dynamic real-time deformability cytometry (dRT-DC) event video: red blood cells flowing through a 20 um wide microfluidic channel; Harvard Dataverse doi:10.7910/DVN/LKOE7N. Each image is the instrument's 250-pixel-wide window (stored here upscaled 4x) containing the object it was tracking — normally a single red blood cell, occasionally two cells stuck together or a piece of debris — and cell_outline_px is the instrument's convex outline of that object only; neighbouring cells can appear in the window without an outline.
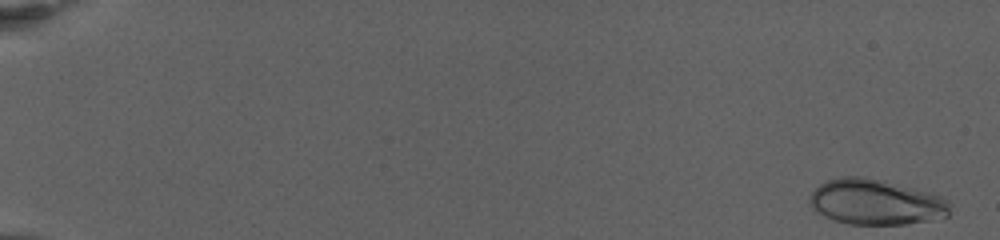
{"species": "human", "species_latin": "Homo sapiens", "temperature_condition": "warm", "stored_images_in_passage": 73, "camera_frame_rate_fps": 3000, "um_per_image_px": 0.085, "donor": {"sex": "female"}, "frame": {"image": 1, "passage_image": 1, "time_ms": 0.0, "image_size_px": [1000, 240], "cell_outline_px": [[948, 216], [928, 220], [904, 224], [848, 224], [832, 220], [824, 216], [812, 208], [808, 200], [808, 196], [820, 184], [828, 180], [840, 176], [864, 176], [884, 180], [928, 192], [940, 196], [948, 200]], "centroid_in_image_um": [74.38, 17.16], "position_along_channel_um": 10.6, "area_um2": 37.11}}
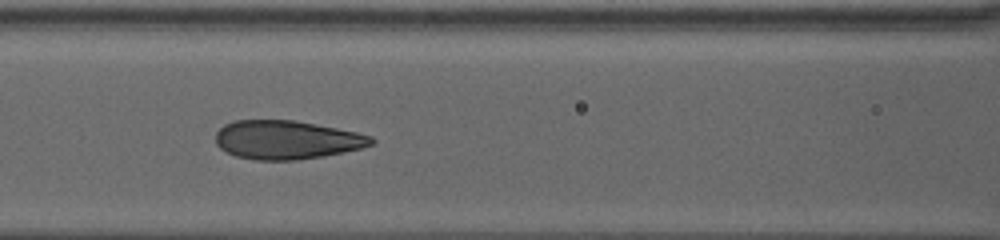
{"frame": {"image": 2, "passage_image": 35, "time_ms": 11.333, "image_size_px": [1000, 240], "cell_outline_px": [[376, 140], [372, 144], [360, 148], [344, 152], [324, 156], [296, 160], [256, 160], [236, 156], [220, 148], [216, 144], [216, 132], [224, 124], [236, 120], [296, 120], [356, 132], [372, 136]], "centroid_in_image_um": [24.36, 11.88], "position_along_channel_um": 142.2, "area_um2": 35.08}}
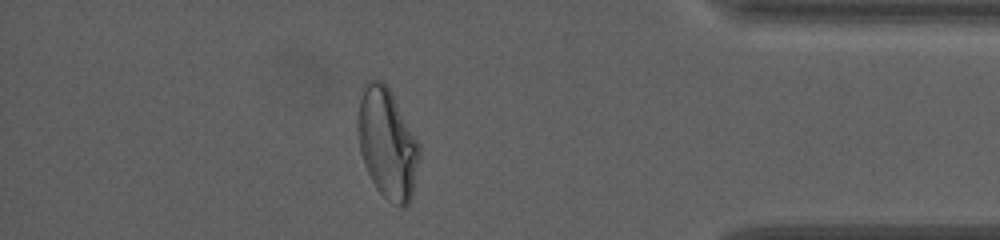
{"frame": {"image": 3, "passage_image": 65, "time_ms": 21.333, "image_size_px": [1000, 240], "cell_outline_px": [[420, 156], [412, 196], [408, 204], [404, 208], [400, 208], [392, 204], [376, 188], [364, 164], [360, 152], [356, 128], [356, 120], [364, 80], [380, 80], [388, 84], [420, 144]], "centroid_in_image_um": [32.91, 12.17], "position_along_channel_um": 402.3, "area_um2": 40.23}, "authors_computed_cell_mechanics": {"area_um2": 35.3736, "velocity_mm_per_s": 2.8707, "shape_relaxation_time_tau1_ms": 8.3594, "shape_relaxation_time_tau2_ms": null, "deformation_change_tau1": 0.2423, "deformation_change_tau2": null}}